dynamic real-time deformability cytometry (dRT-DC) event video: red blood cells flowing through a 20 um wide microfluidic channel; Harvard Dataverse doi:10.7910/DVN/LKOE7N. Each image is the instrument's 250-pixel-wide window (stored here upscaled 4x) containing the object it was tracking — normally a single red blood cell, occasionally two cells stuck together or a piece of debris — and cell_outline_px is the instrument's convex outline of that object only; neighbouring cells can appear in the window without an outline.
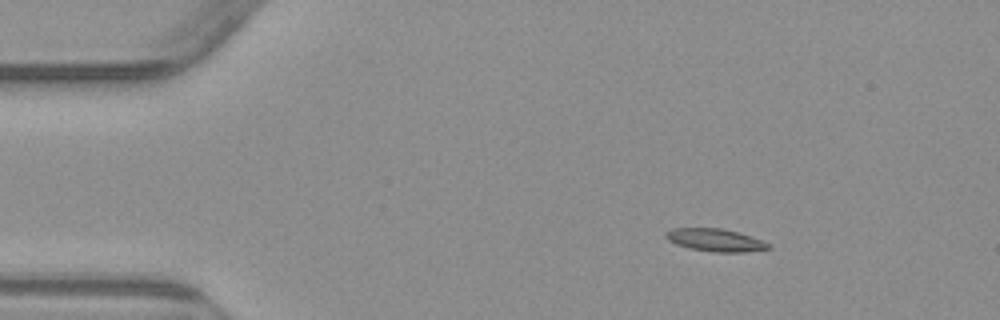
{"species": "common noctule bat (a hibernating species)", "species_latin": "Nyctalus noctula", "temperature_condition": "warm", "stored_images_in_passage": 4, "camera_frame_rate_fps": 3000, "um_per_image_px": 0.085, "animal": {"sex": "male", "body_mass_g": 23.1, "forearm_length_mm": 52.7}, "frame": {"image": 1, "passage_image": 2, "time_ms": 2.0, "image_size_px": [1000, 320], "cell_outline_px": [[772, 248], [744, 252], [712, 252], [692, 248], [676, 244], [668, 240], [664, 236], [672, 228], [724, 228], [760, 240], [768, 244]], "centroid_in_image_um": [60.77, 20.4], "position_along_channel_um": 24.2, "area_um2": 13.24}}
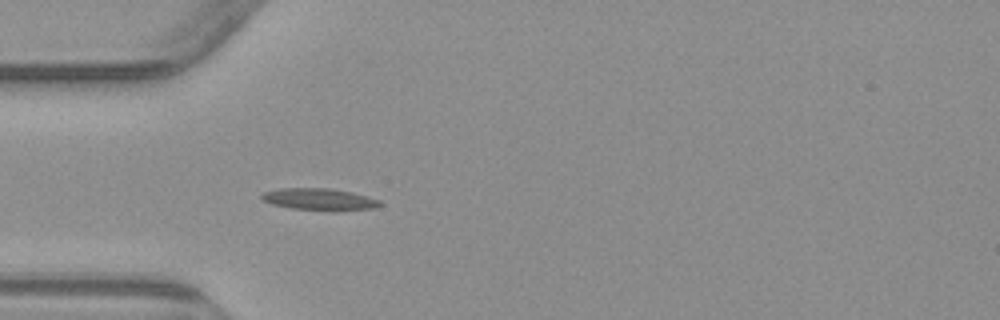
{"frame": {"image": 2, "passage_image": 4, "time_ms": 4.667, "image_size_px": [1000, 320], "cell_outline_px": [[384, 204], [376, 208], [336, 212], [332, 212], [292, 208], [272, 204], [264, 200], [260, 196], [264, 192], [280, 188], [328, 188], [352, 192], [368, 196], [380, 200]], "centroid_in_image_um": [27.23, 16.96], "position_along_channel_um": 57.8, "area_um2": 15.43}}